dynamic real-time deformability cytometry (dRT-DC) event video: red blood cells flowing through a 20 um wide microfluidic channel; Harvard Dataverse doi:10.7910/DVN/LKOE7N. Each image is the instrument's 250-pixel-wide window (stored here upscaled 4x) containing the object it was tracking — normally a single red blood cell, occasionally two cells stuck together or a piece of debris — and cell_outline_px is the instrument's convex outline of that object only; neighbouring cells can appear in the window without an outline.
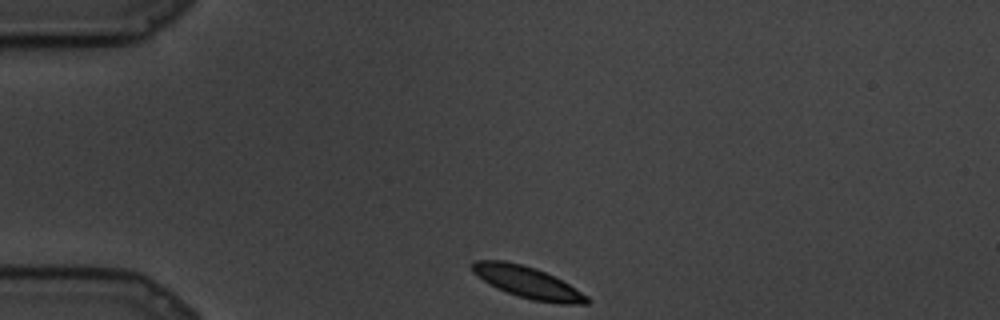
{"species": "common noctule bat (a hibernating species)", "species_latin": "Nyctalus noctula", "temperature_condition": "cold", "stored_images_in_passage": 71, "segment_of_instrument_passage": [1, 2], "camera_frame_rate_fps": 3000, "um_per_image_px": 0.085, "animal": {"sex": "male", "body_mass_g": 19.5, "forearm_length_mm": 54.6}, "frame": {"image": 1, "passage_image": 1, "time_ms": 0.0, "image_size_px": [1000, 320], "cell_outline_px": [[592, 300], [588, 304], [560, 304], [532, 300], [516, 296], [496, 288], [472, 272], [472, 260], [504, 260], [536, 268], [568, 284], [588, 296]], "centroid_in_image_um": [44.85, 24.01], "position_along_channel_um": 40.2, "area_um2": 21.04}}
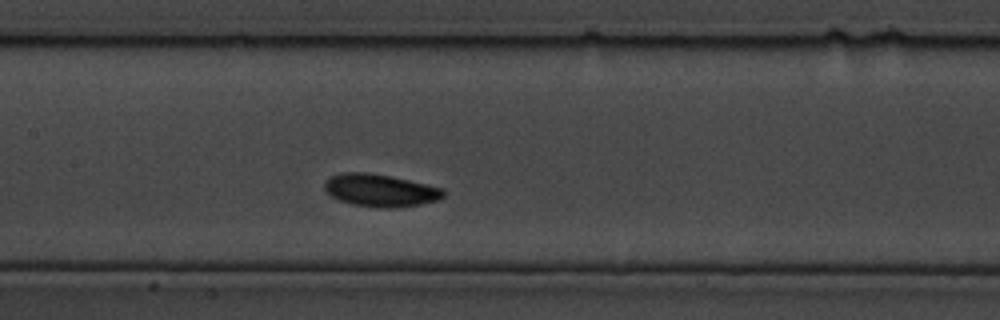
{"frame": {"image": 2, "passage_image": 24, "time_ms": 7.667, "image_size_px": [1000, 320], "cell_outline_px": [[448, 192], [440, 200], [420, 204], [396, 208], [384, 208], [352, 204], [340, 200], [332, 196], [324, 188], [324, 180], [340, 172], [364, 172], [392, 176], [444, 188]], "centroid_in_image_um": [32.37, 16.17], "position_along_channel_um": 175.0, "area_um2": 22.72}}
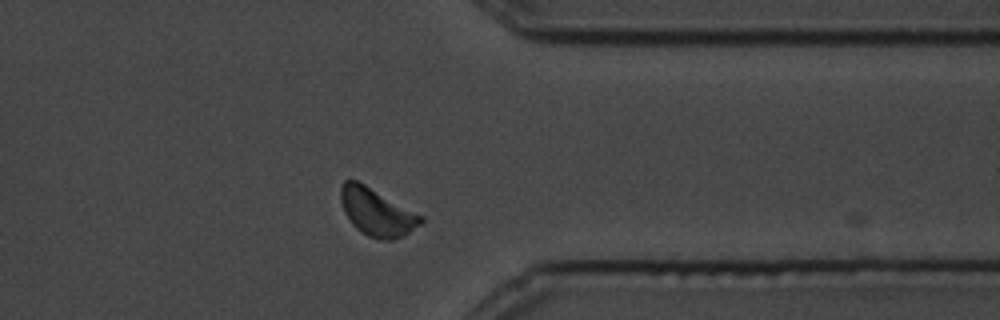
{"frame": {"image": 3, "passage_image": 52, "time_ms": 17.0, "image_size_px": [1000, 320], "cell_outline_px": [[424, 220], [420, 224], [404, 236], [392, 240], [380, 240], [368, 236], [360, 232], [352, 224], [344, 212], [340, 200], [340, 188], [344, 180], [356, 180], [364, 184], [424, 216]], "centroid_in_image_um": [32.02, 18.04], "position_along_channel_um": 379.4, "area_um2": 22.2}}